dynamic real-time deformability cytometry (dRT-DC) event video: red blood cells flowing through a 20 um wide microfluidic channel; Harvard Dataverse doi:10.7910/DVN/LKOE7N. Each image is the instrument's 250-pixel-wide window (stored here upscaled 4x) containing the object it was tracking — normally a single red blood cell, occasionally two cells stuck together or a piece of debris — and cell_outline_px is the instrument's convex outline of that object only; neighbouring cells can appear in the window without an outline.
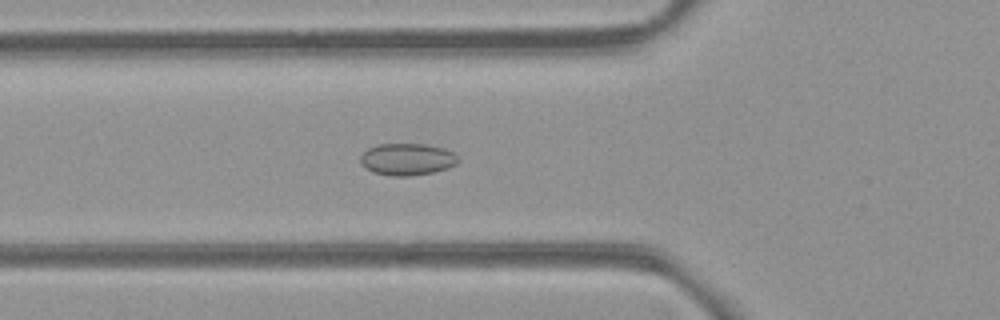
{"species": "common noctule bat (a hibernating species)", "species_latin": "Nyctalus noctula", "temperature_condition": "room temperature", "stored_images_in_passage": 44, "camera_frame_rate_fps": 3000, "um_per_image_px": 0.085, "animal": {"sex": "female", "body_mass_g": 21.9}, "frame": {"image": 1, "passage_image": 10, "time_ms": 3.0, "image_size_px": [1000, 320], "cell_outline_px": [[460, 160], [456, 164], [448, 168], [432, 172], [412, 176], [392, 176], [372, 172], [364, 168], [360, 164], [360, 156], [368, 148], [380, 144], [424, 144], [444, 148], [452, 152]], "centroid_in_image_um": [34.58, 13.55], "position_along_channel_um": 91.2, "area_um2": 18.26}}
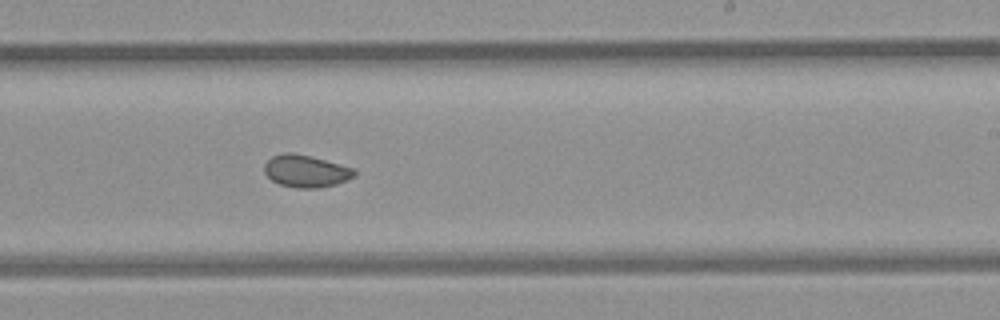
{"frame": {"image": 2, "passage_image": 23, "time_ms": 7.333, "image_size_px": [1000, 320], "cell_outline_px": [[356, 172], [352, 176], [336, 184], [320, 188], [296, 188], [280, 184], [272, 180], [264, 172], [264, 164], [272, 156], [284, 152], [292, 152], [312, 156], [356, 168]], "centroid_in_image_um": [25.99, 14.53], "position_along_channel_um": 263.0, "area_um2": 16.99}}
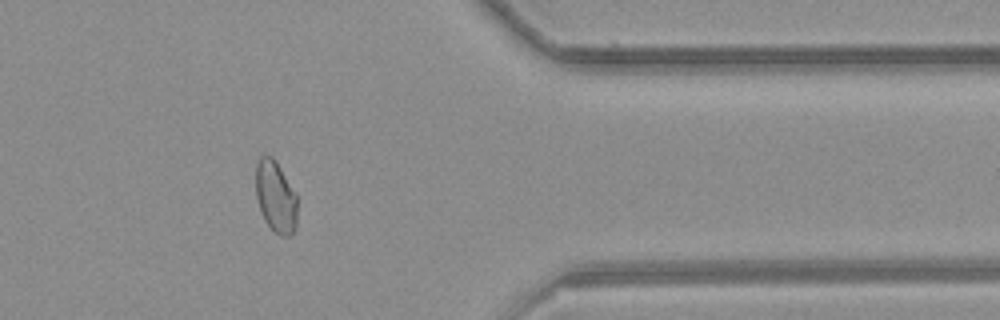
{"frame": {"image": 3, "passage_image": 34, "time_ms": 11.0, "image_size_px": [1000, 320], "cell_outline_px": [[296, 228], [288, 236], [280, 236], [264, 220], [256, 196], [256, 160], [260, 156], [272, 156], [276, 160], [296, 196]], "centroid_in_image_um": [23.41, 16.7], "position_along_channel_um": 388.0, "area_um2": 17.05}, "authors_computed_cell_mechanics": {"area_um2": 17.629, "velocity_mm_per_s": 3.9494, "shape_relaxation_time_tau1_ms": null, "shape_relaxation_time_tau2_ms": 1.5515, "deformation_change_tau1": null, "deformation_change_tau2": 0.0451}}